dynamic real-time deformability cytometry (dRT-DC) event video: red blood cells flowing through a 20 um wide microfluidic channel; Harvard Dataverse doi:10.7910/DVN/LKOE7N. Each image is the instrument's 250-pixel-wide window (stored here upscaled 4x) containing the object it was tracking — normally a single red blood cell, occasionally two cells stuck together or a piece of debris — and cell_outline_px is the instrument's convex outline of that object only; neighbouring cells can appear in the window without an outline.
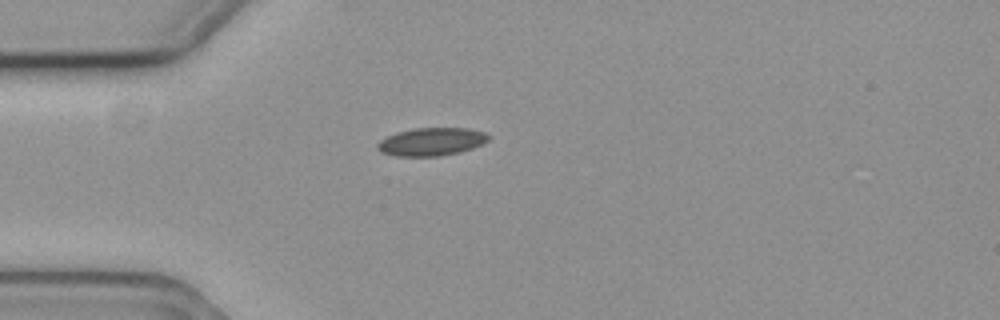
{"species": "common noctule bat (a hibernating species)", "species_latin": "Nyctalus noctula", "temperature_condition": "cold", "stored_images_in_passage": 4, "camera_frame_rate_fps": 3000, "um_per_image_px": 0.085, "animal": {"sex": "female", "body_mass_g": 19.3, "forearm_length_mm": 54.1}, "frame": {"image": 1, "passage_image": 1, "time_ms": 0.0, "image_size_px": [1000, 320], "cell_outline_px": [[488, 140], [484, 144], [460, 152], [436, 156], [396, 156], [380, 152], [376, 148], [376, 144], [380, 140], [396, 132], [412, 128], [468, 128], [484, 132], [488, 136]], "centroid_in_image_um": [36.64, 12.04], "position_along_channel_um": 48.4, "area_um2": 18.15}}
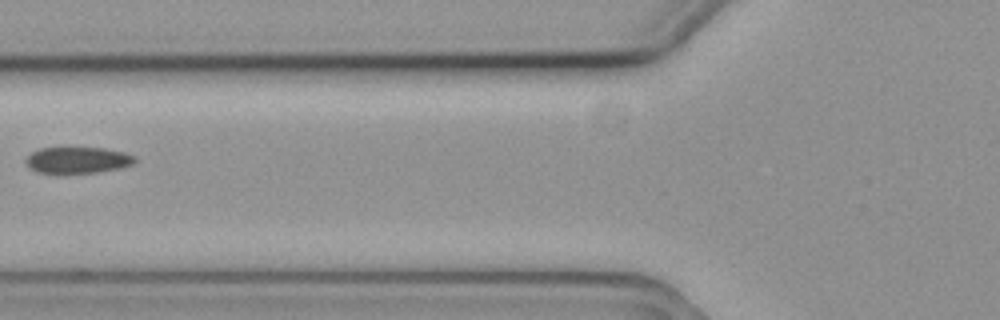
{"frame": {"image": 2, "passage_image": 3, "time_ms": 0.667, "image_size_px": [1000, 320], "cell_outline_px": [[136, 160], [132, 164], [120, 168], [96, 172], [56, 176], [36, 172], [24, 160], [32, 152], [40, 148], [104, 148], [124, 152], [136, 156]], "centroid_in_image_um": [6.57, 13.65], "position_along_channel_um": 119.2, "area_um2": 17.22}}